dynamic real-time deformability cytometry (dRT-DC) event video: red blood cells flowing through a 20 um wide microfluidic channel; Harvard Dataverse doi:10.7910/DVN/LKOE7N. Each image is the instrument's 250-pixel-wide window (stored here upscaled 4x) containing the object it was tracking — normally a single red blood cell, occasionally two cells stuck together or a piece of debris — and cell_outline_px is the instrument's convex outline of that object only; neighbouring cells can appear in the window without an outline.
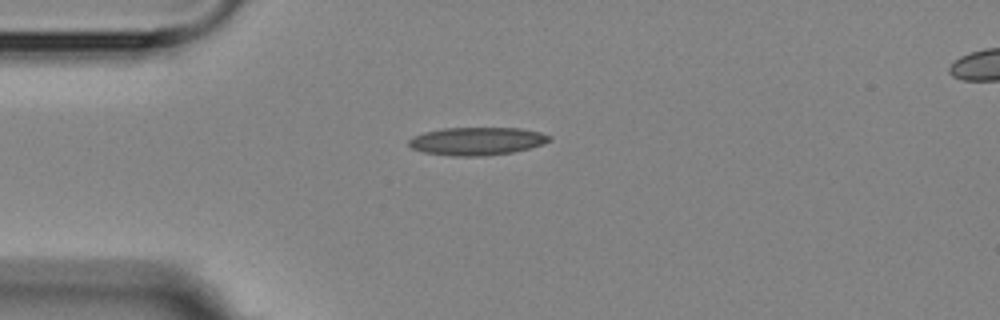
{"species": "Egyptian fruit bat (a non-hibernating species)", "species_latin": "Rousettus aegyptiacus", "temperature_condition": "room temperature", "stored_images_in_passage": 3, "camera_frame_rate_fps": 3000, "um_per_image_px": 0.085, "animal": {"sex": "female"}, "frame": {"image": 1, "passage_image": 1, "time_ms": 0.0, "image_size_px": [1000, 320], "cell_outline_px": [[552, 140], [544, 144], [512, 152], [484, 156], [452, 156], [424, 152], [412, 148], [408, 144], [408, 140], [412, 136], [424, 132], [444, 128], [520, 128], [540, 132], [552, 136]], "centroid_in_image_um": [40.54, 11.99], "position_along_channel_um": 44.5, "area_um2": 22.95}}
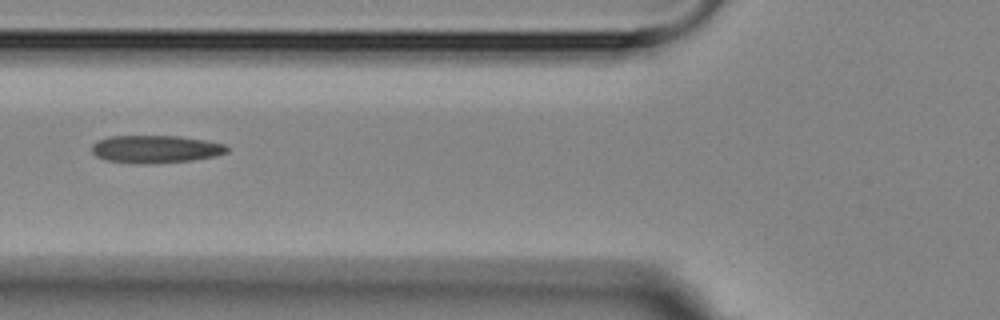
{"frame": {"image": 2, "passage_image": 3, "time_ms": 2.333, "image_size_px": [1000, 320], "cell_outline_px": [[228, 152], [216, 156], [192, 160], [144, 164], [108, 160], [96, 156], [92, 152], [92, 144], [96, 140], [108, 136], [180, 136], [204, 140], [224, 144], [228, 148]], "centroid_in_image_um": [13.21, 12.66], "position_along_channel_um": 112.6, "area_um2": 21.73}}